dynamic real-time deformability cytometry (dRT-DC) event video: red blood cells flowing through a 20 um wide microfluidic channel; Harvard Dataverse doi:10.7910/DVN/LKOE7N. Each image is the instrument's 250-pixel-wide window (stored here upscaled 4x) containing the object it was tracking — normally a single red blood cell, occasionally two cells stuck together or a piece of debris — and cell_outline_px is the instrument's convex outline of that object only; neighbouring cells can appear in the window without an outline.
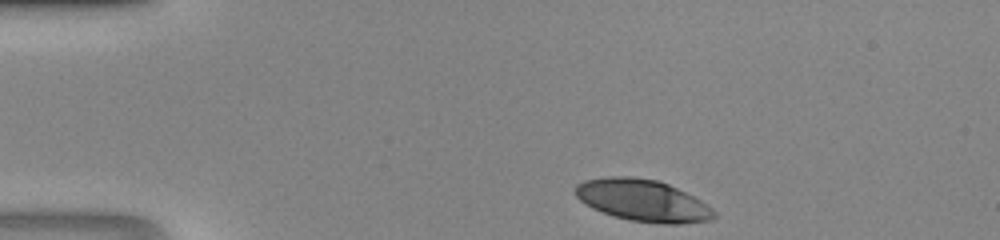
{"species": "human", "species_latin": "Homo sapiens", "temperature_condition": "room temperature", "stored_images_in_passage": 39, "camera_frame_rate_fps": 3000, "um_per_image_px": 0.085, "donor": {"sex": "male"}, "frame": {"image": 1, "passage_image": 1, "time_ms": 0.0, "image_size_px": [1000, 240], "cell_outline_px": [[716, 216], [712, 220], [680, 224], [664, 224], [632, 220], [616, 216], [592, 208], [580, 200], [576, 196], [576, 184], [584, 180], [608, 176], [632, 176], [656, 180], [668, 184], [700, 200], [712, 208], [716, 212]], "centroid_in_image_um": [54.64, 17.03], "position_along_channel_um": 30.4, "area_um2": 33.52}}
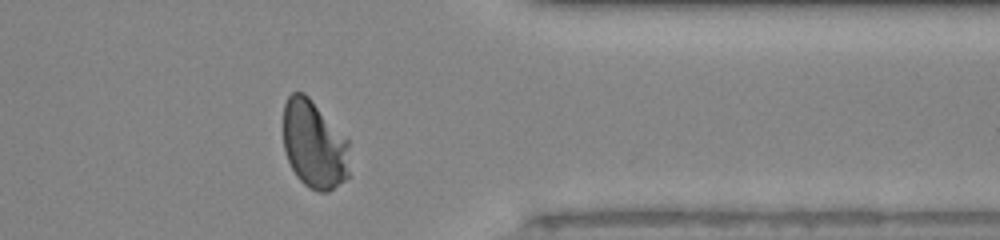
{"frame": {"image": 2, "passage_image": 30, "time_ms": 9.667, "image_size_px": [1000, 240], "cell_outline_px": [[352, 176], [328, 192], [320, 192], [308, 188], [296, 176], [288, 160], [284, 148], [284, 104], [288, 96], [292, 92], [304, 92], [308, 96], [348, 140]], "centroid_in_image_um": [26.74, 12.33], "position_along_channel_um": 384.7, "area_um2": 34.45}}
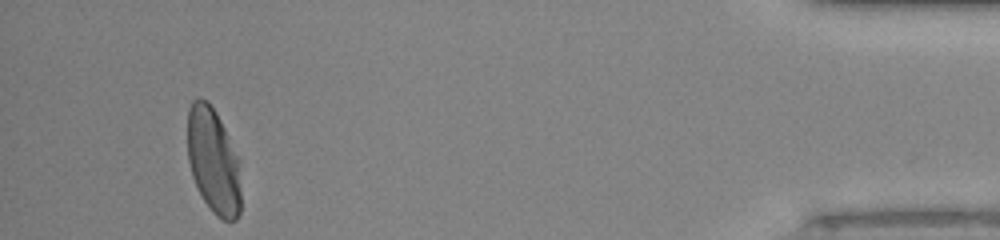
{"frame": {"image": 3, "passage_image": 36, "time_ms": 11.667, "image_size_px": [1000, 240], "cell_outline_px": [[240, 212], [236, 220], [224, 220], [216, 216], [212, 212], [204, 200], [192, 176], [188, 160], [188, 108], [192, 100], [196, 96], [200, 96], [208, 100], [216, 112], [240, 160]], "centroid_in_image_um": [18.14, 13.64], "position_along_channel_um": 417.1, "area_um2": 33.18}}